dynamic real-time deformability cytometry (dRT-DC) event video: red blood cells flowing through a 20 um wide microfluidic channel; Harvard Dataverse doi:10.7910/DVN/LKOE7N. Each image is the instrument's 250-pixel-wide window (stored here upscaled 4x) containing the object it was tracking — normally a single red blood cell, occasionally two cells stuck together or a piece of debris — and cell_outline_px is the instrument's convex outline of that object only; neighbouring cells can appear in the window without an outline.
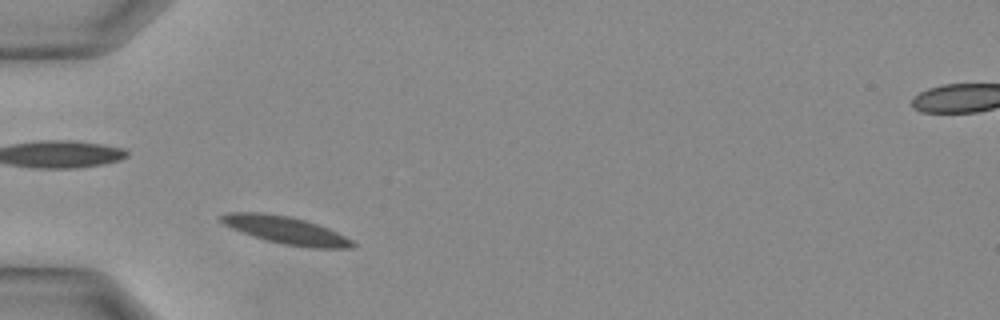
{"species": "Egyptian fruit bat (a non-hibernating species)", "species_latin": "Rousettus aegyptiacus", "temperature_condition": "warm", "stored_images_in_passage": 4, "camera_frame_rate_fps": 3000, "um_per_image_px": 0.085, "animal": {"sex": "female"}, "frame": {"image": 1, "passage_image": 1, "time_ms": 0.0, "image_size_px": [1000, 320], "cell_outline_px": [[356, 244], [352, 248], [312, 248], [284, 244], [252, 236], [232, 228], [216, 220], [220, 216], [228, 212], [260, 212], [288, 216], [304, 220], [328, 228], [352, 240]], "centroid_in_image_um": [24.26, 19.56], "position_along_channel_um": 60.7, "area_um2": 20.87}}
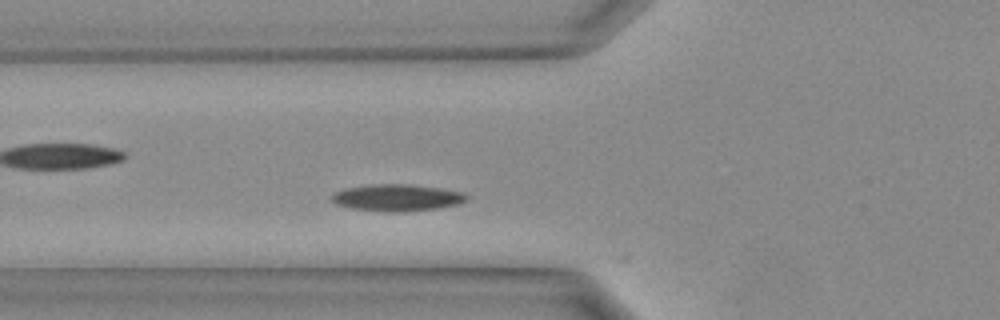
{"frame": {"image": 2, "passage_image": 3, "time_ms": 0.667, "image_size_px": [1000, 320], "cell_outline_px": [[468, 200], [460, 204], [440, 208], [400, 212], [388, 212], [352, 208], [336, 204], [332, 200], [332, 192], [344, 188], [372, 184], [408, 184], [440, 188], [464, 192], [468, 196]], "centroid_in_image_um": [33.78, 16.8], "position_along_channel_um": 92.0, "area_um2": 21.27}}